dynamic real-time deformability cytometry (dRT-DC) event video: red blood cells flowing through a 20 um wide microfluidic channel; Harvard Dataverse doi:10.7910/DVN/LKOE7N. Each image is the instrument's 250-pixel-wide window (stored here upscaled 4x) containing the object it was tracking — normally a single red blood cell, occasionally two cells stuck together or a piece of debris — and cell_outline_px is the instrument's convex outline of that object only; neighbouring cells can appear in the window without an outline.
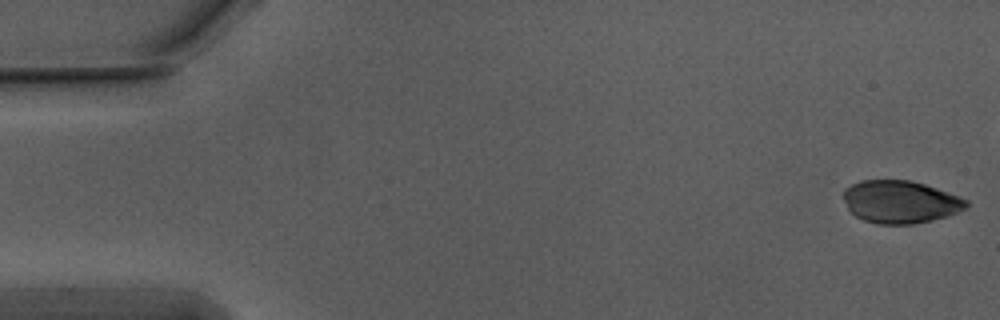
{"species": "Egyptian fruit bat (a non-hibernating species)", "species_latin": "Rousettus aegyptiacus", "temperature_condition": "warm", "stored_images_in_passage": 15, "camera_frame_rate_fps": 3000, "um_per_image_px": 0.085, "animal": {"sex": "male"}, "frame": {"image": 1, "passage_image": 1, "time_ms": 0.0, "image_size_px": [1000, 320], "cell_outline_px": [[968, 208], [948, 216], [932, 220], [912, 224], [876, 224], [864, 220], [856, 216], [848, 208], [844, 200], [844, 188], [860, 180], [912, 180], [960, 196], [968, 200]], "centroid_in_image_um": [76.55, 17.15], "position_along_channel_um": 8.5, "area_um2": 30.63}}